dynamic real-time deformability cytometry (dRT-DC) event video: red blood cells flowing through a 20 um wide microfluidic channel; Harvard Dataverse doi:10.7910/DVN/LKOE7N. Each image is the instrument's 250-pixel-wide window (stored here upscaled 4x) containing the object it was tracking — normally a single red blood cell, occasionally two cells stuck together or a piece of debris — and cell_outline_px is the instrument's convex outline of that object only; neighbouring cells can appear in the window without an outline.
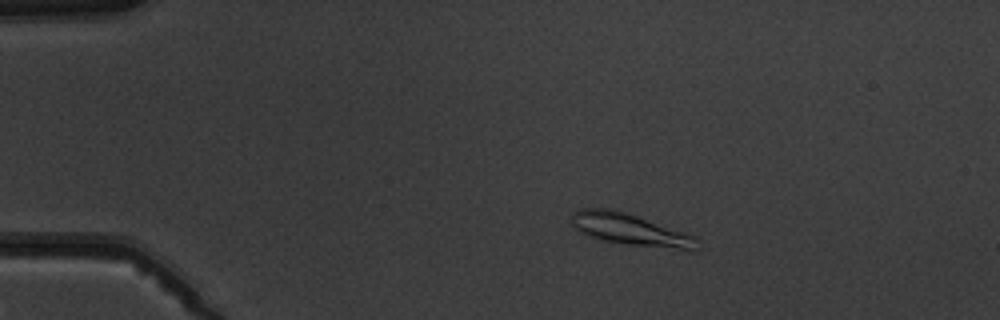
{"species": "common noctule bat (a hibernating species)", "species_latin": "Nyctalus noctula", "temperature_condition": "warm", "stored_images_in_passage": 6, "camera_frame_rate_fps": 3000, "um_per_image_px": 0.085, "animal": {"sex": "male", "body_mass_g": 19.5, "forearm_length_mm": 54.6}, "frame": {"image": 1, "passage_image": 3, "time_ms": 2.333, "image_size_px": [1000, 320], "cell_outline_px": [[696, 236], [692, 252], [596, 240], [580, 232], [572, 224], [572, 212], [580, 208], [612, 208]], "centroid_in_image_um": [53.51, 19.52], "position_along_channel_um": 31.5, "area_um2": 23.18}}
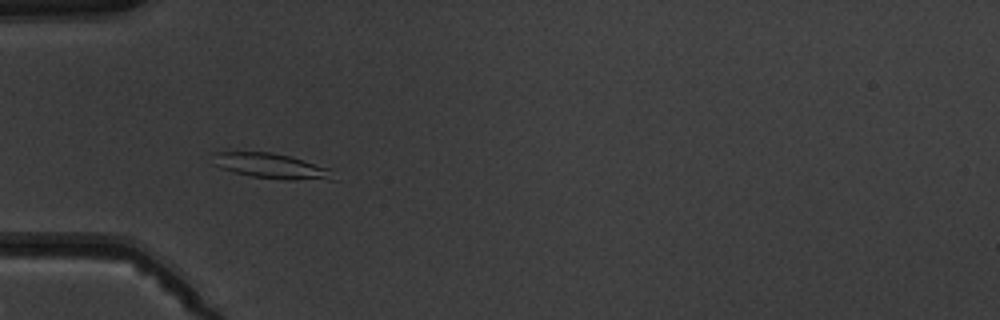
{"frame": {"image": 2, "passage_image": 5, "time_ms": 4.667, "image_size_px": [1000, 320], "cell_outline_px": [[340, 180], [284, 180], [252, 176], [232, 172], [220, 168], [212, 164], [212, 152], [272, 152], [288, 156], [328, 168]], "centroid_in_image_um": [23.04, 14.13], "position_along_channel_um": 62.0, "area_um2": 17.86}}
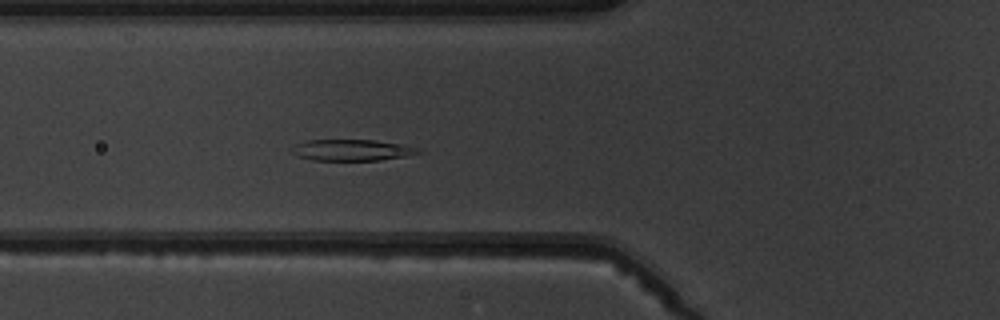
{"frame": {"image": 3, "passage_image": 6, "time_ms": 5.667, "image_size_px": [1000, 320], "cell_outline_px": [[424, 152], [408, 156], [380, 160], [312, 160], [296, 156], [288, 148], [296, 144], [308, 140], [376, 140], [404, 144], [420, 148]], "centroid_in_image_um": [29.95, 12.75], "position_along_channel_um": 95.9, "area_um2": 15.95}}